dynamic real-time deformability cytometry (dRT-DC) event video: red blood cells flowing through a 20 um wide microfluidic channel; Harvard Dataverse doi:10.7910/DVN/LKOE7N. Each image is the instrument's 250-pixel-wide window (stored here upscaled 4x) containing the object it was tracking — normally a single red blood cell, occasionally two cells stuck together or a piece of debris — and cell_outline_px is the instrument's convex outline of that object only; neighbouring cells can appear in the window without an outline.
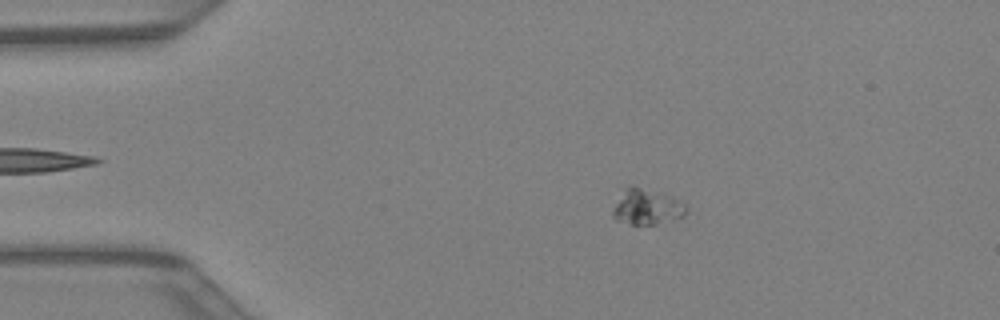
{"species": "Egyptian fruit bat (a non-hibernating species)", "species_latin": "Rousettus aegyptiacus", "temperature_condition": "warm", "stored_images_in_passage": 43, "camera_frame_rate_fps": 3000, "um_per_image_px": 0.085, "animal": {"sex": "female"}, "frame": {"image": 1, "passage_image": 8, "time_ms": 2.333, "image_size_px": [1000, 320], "cell_outline_px": [[688, 224], [632, 224], [616, 220], [612, 216], [612, 208], [624, 188], [628, 184], [660, 192], [684, 204], [688, 208]], "centroid_in_image_um": [55.12, 17.66], "position_along_channel_um": 29.9, "area_um2": 16.3}}
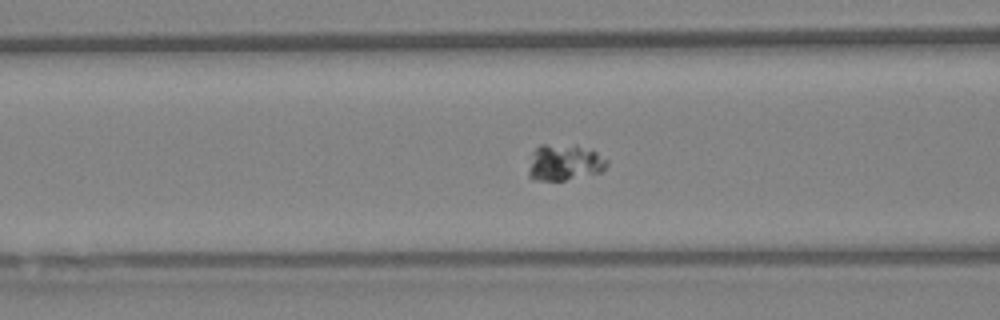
{"frame": {"image": 2, "passage_image": 17, "time_ms": 5.333, "image_size_px": [1000, 320], "cell_outline_px": [[608, 164], [600, 172], [564, 180], [532, 180], [528, 176], [528, 168], [536, 148], [540, 144], [544, 144], [580, 148], [596, 152], [608, 160]], "centroid_in_image_um": [47.94, 13.85], "position_along_channel_um": 118.7, "area_um2": 15.9}}
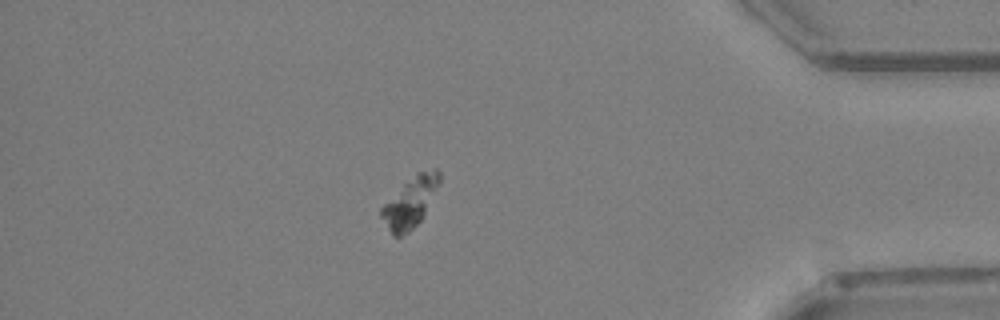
{"frame": {"image": 3, "passage_image": 37, "time_ms": 12.0, "image_size_px": [1000, 320], "cell_outline_px": [[440, 184], [424, 216], [408, 232], [400, 236], [392, 236], [380, 216], [380, 208], [416, 172], [432, 168], [436, 168], [440, 172]], "centroid_in_image_um": [34.89, 17.17], "position_along_channel_um": 400.3, "area_um2": 16.94}}